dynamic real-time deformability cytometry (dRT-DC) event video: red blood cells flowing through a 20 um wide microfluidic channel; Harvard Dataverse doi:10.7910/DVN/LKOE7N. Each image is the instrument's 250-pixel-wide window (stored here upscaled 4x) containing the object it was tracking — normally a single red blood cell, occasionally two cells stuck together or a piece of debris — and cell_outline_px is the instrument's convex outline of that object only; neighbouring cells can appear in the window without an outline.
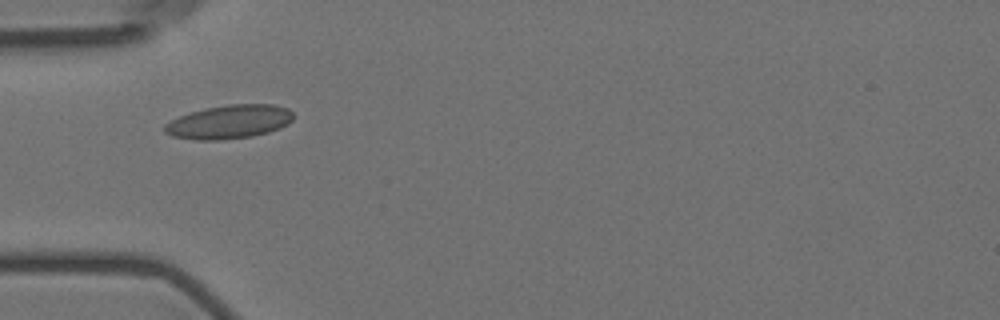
{"species": "Egyptian fruit bat (a non-hibernating species)", "species_latin": "Rousettus aegyptiacus", "temperature_condition": "room temperature", "stored_images_in_passage": 5, "camera_frame_rate_fps": 3000, "um_per_image_px": 0.085, "animal": {"sex": "female"}, "frame": {"image": 1, "passage_image": 1, "time_ms": 0.0, "image_size_px": [1000, 320], "cell_outline_px": [[292, 120], [288, 124], [280, 128], [268, 132], [252, 136], [220, 140], [196, 140], [172, 136], [164, 132], [164, 124], [180, 116], [192, 112], [208, 108], [228, 104], [272, 104], [288, 108], [292, 112]], "centroid_in_image_um": [19.49, 10.36], "position_along_channel_um": 65.5, "area_um2": 25.14}}
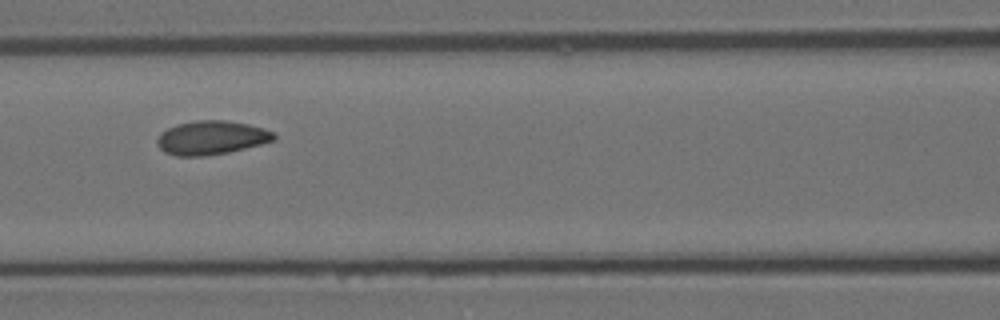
{"frame": {"image": 2, "passage_image": 3, "time_ms": 2.333, "image_size_px": [1000, 320], "cell_outline_px": [[276, 140], [228, 152], [204, 156], [176, 156], [164, 152], [156, 144], [156, 140], [160, 132], [176, 124], [196, 120], [224, 120], [248, 124], [264, 128], [272, 132], [276, 136]], "centroid_in_image_um": [17.93, 11.7], "position_along_channel_um": 148.7, "area_um2": 23.06}}
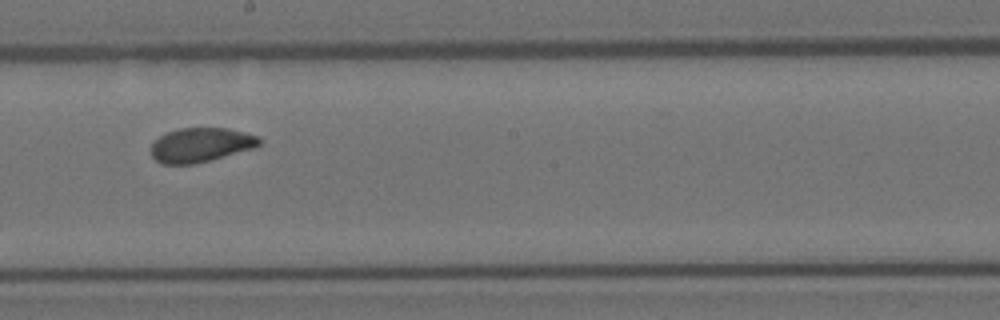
{"frame": {"image": 3, "passage_image": 5, "time_ms": 4.667, "image_size_px": [1000, 320], "cell_outline_px": [[264, 140], [260, 144], [252, 148], [196, 164], [160, 164], [152, 156], [152, 144], [160, 136], [168, 132], [180, 128], [228, 128], [244, 132], [256, 136]], "centroid_in_image_um": [17.06, 12.32], "position_along_channel_um": 231.1, "area_um2": 21.44}}